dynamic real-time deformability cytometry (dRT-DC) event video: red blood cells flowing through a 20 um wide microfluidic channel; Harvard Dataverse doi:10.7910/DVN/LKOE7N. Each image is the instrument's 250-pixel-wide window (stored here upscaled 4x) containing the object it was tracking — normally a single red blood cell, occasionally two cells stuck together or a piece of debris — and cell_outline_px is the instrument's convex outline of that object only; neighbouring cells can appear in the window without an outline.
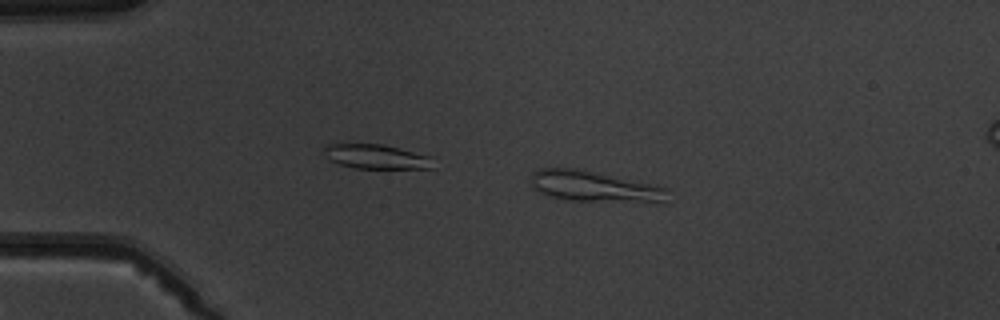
{"species": "common noctule bat (a hibernating species)", "species_latin": "Nyctalus noctula", "temperature_condition": "warm", "stored_images_in_passage": 7, "camera_frame_rate_fps": 3000, "um_per_image_px": 0.085, "animal": {"sex": "male", "body_mass_g": 19.5, "forearm_length_mm": 54.6}, "frame": {"image": 1, "passage_image": 3, "time_ms": 2.667, "image_size_px": [1000, 320], "cell_outline_px": [[668, 188], [664, 204], [660, 204], [564, 200], [548, 196], [540, 192], [532, 184], [532, 172], [540, 168], [584, 168], [656, 184]], "centroid_in_image_um": [50.64, 15.86], "position_along_channel_um": 34.4, "area_um2": 25.72}}
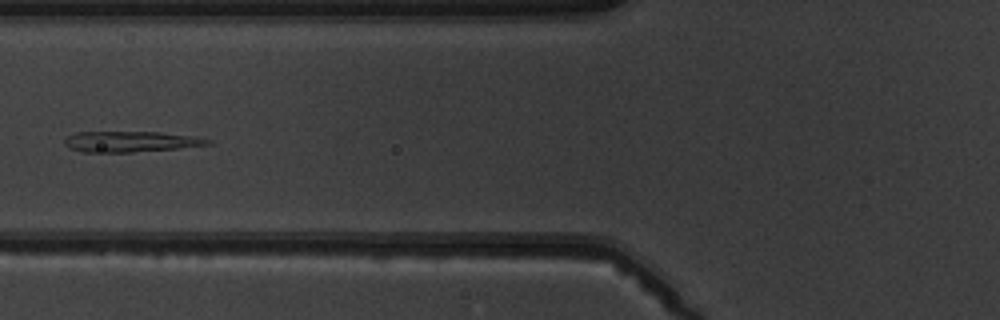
{"frame": {"image": 2, "passage_image": 6, "time_ms": 6.0, "image_size_px": [1000, 320], "cell_outline_px": [[212, 144], [176, 148], [132, 152], [84, 152], [72, 148], [64, 144], [64, 140], [68, 136], [76, 132], [160, 132], [196, 136], [212, 140]], "centroid_in_image_um": [11.13, 12.03], "position_along_channel_um": 114.7, "area_um2": 17.17}}
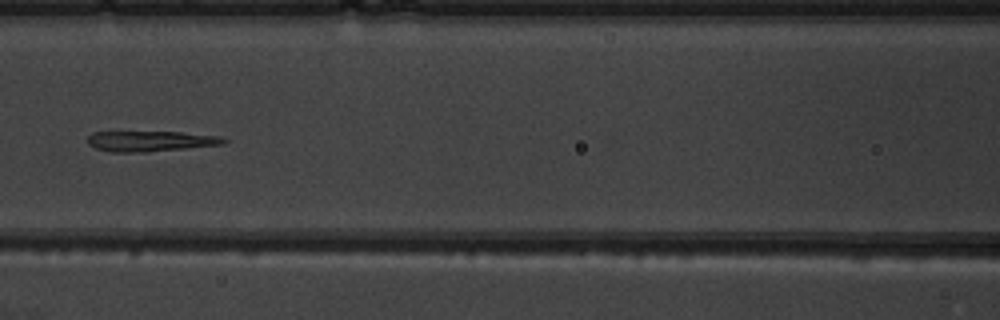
{"frame": {"image": 3, "passage_image": 7, "time_ms": 7.0, "image_size_px": [1000, 320], "cell_outline_px": [[228, 140], [224, 144], [148, 152], [108, 152], [96, 148], [88, 144], [88, 136], [92, 132], [180, 132], [220, 136]], "centroid_in_image_um": [12.79, 12.0], "position_along_channel_um": 153.8, "area_um2": 16.24}}